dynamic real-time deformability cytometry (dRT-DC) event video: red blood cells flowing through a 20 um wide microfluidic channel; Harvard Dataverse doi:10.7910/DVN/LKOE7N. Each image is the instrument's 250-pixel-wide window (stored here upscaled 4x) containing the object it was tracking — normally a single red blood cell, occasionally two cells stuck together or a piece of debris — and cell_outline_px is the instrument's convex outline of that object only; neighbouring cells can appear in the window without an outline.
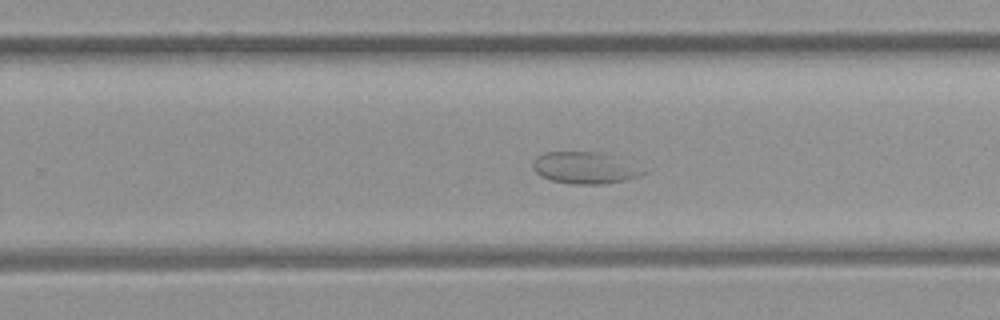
{"species": "common noctule bat (a hibernating species)", "species_latin": "Nyctalus noctula", "temperature_condition": "room temperature", "stored_images_in_passage": 28, "camera_frame_rate_fps": 3000, "um_per_image_px": 0.085, "animal": {"sex": "female", "body_mass_g": 21.9}, "frame": {"image": 1, "passage_image": 20, "time_ms": 6.333, "image_size_px": [1000, 320], "cell_outline_px": [[648, 172], [640, 176], [624, 180], [604, 184], [572, 184], [552, 180], [540, 176], [532, 168], [532, 164], [536, 156], [548, 152], [600, 152], [612, 156]], "centroid_in_image_um": [49.65, 14.28], "position_along_channel_um": 280.1, "area_um2": 20.06}}